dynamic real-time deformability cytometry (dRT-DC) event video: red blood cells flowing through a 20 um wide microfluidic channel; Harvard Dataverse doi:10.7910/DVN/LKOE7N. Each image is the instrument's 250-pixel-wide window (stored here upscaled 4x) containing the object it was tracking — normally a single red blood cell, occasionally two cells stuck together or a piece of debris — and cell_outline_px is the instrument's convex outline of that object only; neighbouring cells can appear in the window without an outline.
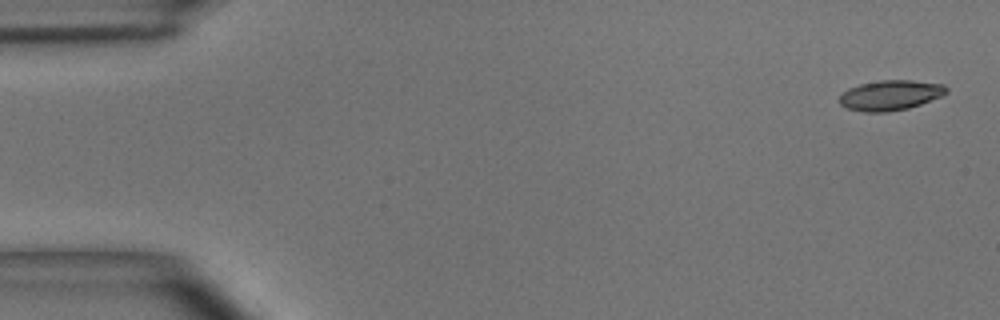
{"species": "common noctule bat (a hibernating species)", "species_latin": "Nyctalus noctula", "temperature_condition": "room temperature", "stored_images_in_passage": 5, "camera_frame_rate_fps": 3000, "um_per_image_px": 0.085, "animal": {"sex": "male", "body_mass_g": 15.6}, "frame": {"image": 1, "passage_image": 1, "time_ms": 0.0, "image_size_px": [1000, 320], "cell_outline_px": [[948, 92], [940, 96], [920, 104], [908, 108], [888, 112], [864, 112], [848, 108], [840, 104], [840, 96], [848, 88], [860, 84], [880, 80], [912, 80], [944, 84], [948, 88]], "centroid_in_image_um": [75.69, 8.09], "position_along_channel_um": 9.3, "area_um2": 18.67}}
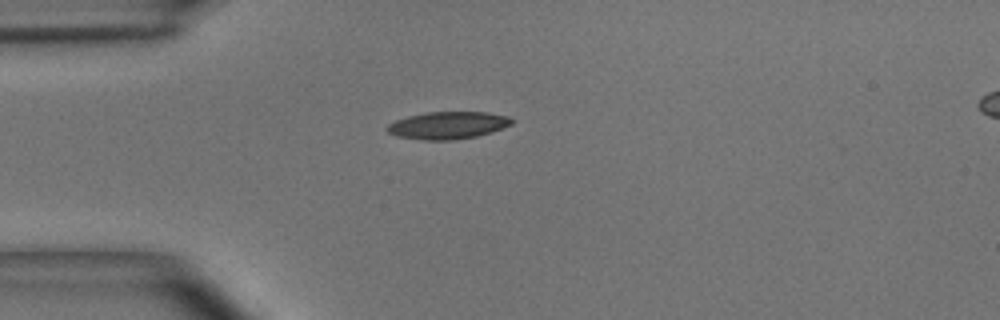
{"frame": {"image": 2, "passage_image": 4, "time_ms": 1.0, "image_size_px": [1000, 320], "cell_outline_px": [[516, 120], [512, 124], [492, 132], [476, 136], [452, 140], [424, 140], [396, 136], [388, 132], [384, 128], [388, 124], [396, 120], [408, 116], [424, 112], [488, 112], [508, 116]], "centroid_in_image_um": [38.07, 10.64], "position_along_channel_um": 46.9, "area_um2": 20.0}}